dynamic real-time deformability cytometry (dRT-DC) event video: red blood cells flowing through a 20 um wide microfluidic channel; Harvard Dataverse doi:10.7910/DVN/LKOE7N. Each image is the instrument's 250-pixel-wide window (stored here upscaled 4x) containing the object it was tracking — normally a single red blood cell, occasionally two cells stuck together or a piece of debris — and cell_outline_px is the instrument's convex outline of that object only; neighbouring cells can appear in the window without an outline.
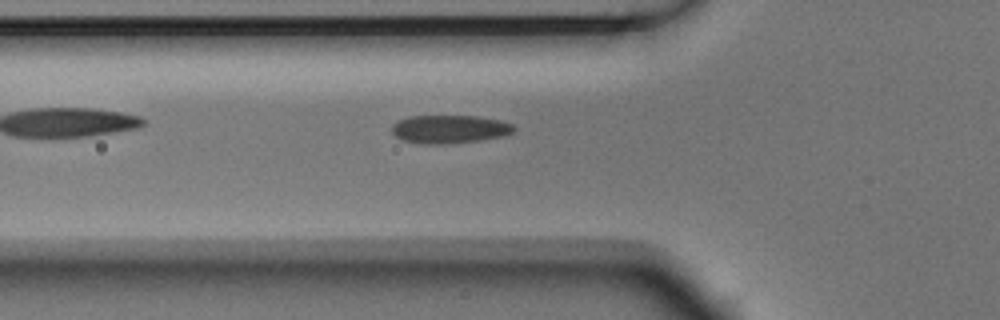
{"species": "Egyptian fruit bat (a non-hibernating species)", "species_latin": "Rousettus aegyptiacus", "temperature_condition": "room temperature", "stored_images_in_passage": 5, "camera_frame_rate_fps": 3000, "um_per_image_px": 0.085, "animal": {"sex": "male"}, "frame": {"image": 1, "passage_image": 5, "time_ms": 1.333, "image_size_px": [1000, 320], "cell_outline_px": [[516, 128], [512, 132], [500, 136], [480, 140], [440, 144], [428, 144], [400, 140], [392, 132], [392, 124], [408, 116], [476, 116], [500, 120], [512, 124]], "centroid_in_image_um": [38.18, 10.97], "position_along_channel_um": 87.6, "area_um2": 19.88}}